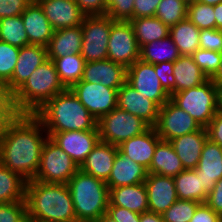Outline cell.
<instances>
[{"label": "cell", "mask_w": 222, "mask_h": 222, "mask_svg": "<svg viewBox=\"0 0 222 222\" xmlns=\"http://www.w3.org/2000/svg\"><path fill=\"white\" fill-rule=\"evenodd\" d=\"M26 180L0 164V203L25 200Z\"/></svg>", "instance_id": "34"}, {"label": "cell", "mask_w": 222, "mask_h": 222, "mask_svg": "<svg viewBox=\"0 0 222 222\" xmlns=\"http://www.w3.org/2000/svg\"><path fill=\"white\" fill-rule=\"evenodd\" d=\"M0 41L21 48L29 45L28 36L21 16L0 19Z\"/></svg>", "instance_id": "36"}, {"label": "cell", "mask_w": 222, "mask_h": 222, "mask_svg": "<svg viewBox=\"0 0 222 222\" xmlns=\"http://www.w3.org/2000/svg\"><path fill=\"white\" fill-rule=\"evenodd\" d=\"M200 124L170 99L159 108L157 122L154 125L157 135L164 141L198 131Z\"/></svg>", "instance_id": "11"}, {"label": "cell", "mask_w": 222, "mask_h": 222, "mask_svg": "<svg viewBox=\"0 0 222 222\" xmlns=\"http://www.w3.org/2000/svg\"><path fill=\"white\" fill-rule=\"evenodd\" d=\"M70 90L96 121L117 107L116 89L102 84L79 81Z\"/></svg>", "instance_id": "12"}, {"label": "cell", "mask_w": 222, "mask_h": 222, "mask_svg": "<svg viewBox=\"0 0 222 222\" xmlns=\"http://www.w3.org/2000/svg\"><path fill=\"white\" fill-rule=\"evenodd\" d=\"M161 0H134L133 18L155 16Z\"/></svg>", "instance_id": "48"}, {"label": "cell", "mask_w": 222, "mask_h": 222, "mask_svg": "<svg viewBox=\"0 0 222 222\" xmlns=\"http://www.w3.org/2000/svg\"><path fill=\"white\" fill-rule=\"evenodd\" d=\"M192 57L195 64L211 79L220 67L222 54L199 48Z\"/></svg>", "instance_id": "41"}, {"label": "cell", "mask_w": 222, "mask_h": 222, "mask_svg": "<svg viewBox=\"0 0 222 222\" xmlns=\"http://www.w3.org/2000/svg\"><path fill=\"white\" fill-rule=\"evenodd\" d=\"M147 176L148 169L146 167L118 151L106 184L109 188L135 185L145 182Z\"/></svg>", "instance_id": "24"}, {"label": "cell", "mask_w": 222, "mask_h": 222, "mask_svg": "<svg viewBox=\"0 0 222 222\" xmlns=\"http://www.w3.org/2000/svg\"><path fill=\"white\" fill-rule=\"evenodd\" d=\"M219 109L222 110V85L219 87Z\"/></svg>", "instance_id": "59"}, {"label": "cell", "mask_w": 222, "mask_h": 222, "mask_svg": "<svg viewBox=\"0 0 222 222\" xmlns=\"http://www.w3.org/2000/svg\"><path fill=\"white\" fill-rule=\"evenodd\" d=\"M175 93L200 86L209 80L207 75L195 64L192 56L180 55L174 62Z\"/></svg>", "instance_id": "29"}, {"label": "cell", "mask_w": 222, "mask_h": 222, "mask_svg": "<svg viewBox=\"0 0 222 222\" xmlns=\"http://www.w3.org/2000/svg\"><path fill=\"white\" fill-rule=\"evenodd\" d=\"M108 59L126 68L140 59V47L129 21H114L111 24Z\"/></svg>", "instance_id": "10"}, {"label": "cell", "mask_w": 222, "mask_h": 222, "mask_svg": "<svg viewBox=\"0 0 222 222\" xmlns=\"http://www.w3.org/2000/svg\"><path fill=\"white\" fill-rule=\"evenodd\" d=\"M29 44L47 47L53 35V28L40 4L33 2L21 14Z\"/></svg>", "instance_id": "22"}, {"label": "cell", "mask_w": 222, "mask_h": 222, "mask_svg": "<svg viewBox=\"0 0 222 222\" xmlns=\"http://www.w3.org/2000/svg\"><path fill=\"white\" fill-rule=\"evenodd\" d=\"M134 29L138 46L164 39L169 36L170 27L157 17L133 18L129 21Z\"/></svg>", "instance_id": "31"}, {"label": "cell", "mask_w": 222, "mask_h": 222, "mask_svg": "<svg viewBox=\"0 0 222 222\" xmlns=\"http://www.w3.org/2000/svg\"><path fill=\"white\" fill-rule=\"evenodd\" d=\"M134 0H106V15L114 21L133 19Z\"/></svg>", "instance_id": "43"}, {"label": "cell", "mask_w": 222, "mask_h": 222, "mask_svg": "<svg viewBox=\"0 0 222 222\" xmlns=\"http://www.w3.org/2000/svg\"><path fill=\"white\" fill-rule=\"evenodd\" d=\"M82 47L81 25L58 29L53 32L47 45L48 59L61 58L66 55L80 54Z\"/></svg>", "instance_id": "27"}, {"label": "cell", "mask_w": 222, "mask_h": 222, "mask_svg": "<svg viewBox=\"0 0 222 222\" xmlns=\"http://www.w3.org/2000/svg\"><path fill=\"white\" fill-rule=\"evenodd\" d=\"M173 178L179 200L205 202L207 194L204 192L202 181L194 169H185Z\"/></svg>", "instance_id": "33"}, {"label": "cell", "mask_w": 222, "mask_h": 222, "mask_svg": "<svg viewBox=\"0 0 222 222\" xmlns=\"http://www.w3.org/2000/svg\"><path fill=\"white\" fill-rule=\"evenodd\" d=\"M140 222H164V220L162 214L147 211L140 214Z\"/></svg>", "instance_id": "54"}, {"label": "cell", "mask_w": 222, "mask_h": 222, "mask_svg": "<svg viewBox=\"0 0 222 222\" xmlns=\"http://www.w3.org/2000/svg\"><path fill=\"white\" fill-rule=\"evenodd\" d=\"M47 134L79 167L100 140L98 130L47 132Z\"/></svg>", "instance_id": "14"}, {"label": "cell", "mask_w": 222, "mask_h": 222, "mask_svg": "<svg viewBox=\"0 0 222 222\" xmlns=\"http://www.w3.org/2000/svg\"><path fill=\"white\" fill-rule=\"evenodd\" d=\"M53 30L81 25L86 14L75 0H36Z\"/></svg>", "instance_id": "16"}, {"label": "cell", "mask_w": 222, "mask_h": 222, "mask_svg": "<svg viewBox=\"0 0 222 222\" xmlns=\"http://www.w3.org/2000/svg\"><path fill=\"white\" fill-rule=\"evenodd\" d=\"M76 219L95 222L109 205V187L106 182L80 169L67 182Z\"/></svg>", "instance_id": "5"}, {"label": "cell", "mask_w": 222, "mask_h": 222, "mask_svg": "<svg viewBox=\"0 0 222 222\" xmlns=\"http://www.w3.org/2000/svg\"><path fill=\"white\" fill-rule=\"evenodd\" d=\"M160 140L154 127H150L143 134L124 141L118 148L124 156L149 169L156 145Z\"/></svg>", "instance_id": "23"}, {"label": "cell", "mask_w": 222, "mask_h": 222, "mask_svg": "<svg viewBox=\"0 0 222 222\" xmlns=\"http://www.w3.org/2000/svg\"><path fill=\"white\" fill-rule=\"evenodd\" d=\"M65 90L54 63L47 59L13 94L14 105L19 114H34L47 101Z\"/></svg>", "instance_id": "4"}, {"label": "cell", "mask_w": 222, "mask_h": 222, "mask_svg": "<svg viewBox=\"0 0 222 222\" xmlns=\"http://www.w3.org/2000/svg\"><path fill=\"white\" fill-rule=\"evenodd\" d=\"M199 44L200 49L222 53L221 29H201Z\"/></svg>", "instance_id": "46"}, {"label": "cell", "mask_w": 222, "mask_h": 222, "mask_svg": "<svg viewBox=\"0 0 222 222\" xmlns=\"http://www.w3.org/2000/svg\"><path fill=\"white\" fill-rule=\"evenodd\" d=\"M126 82L145 98L154 101L159 107H162L170 99V95L160 84L153 64L137 60L127 68Z\"/></svg>", "instance_id": "13"}, {"label": "cell", "mask_w": 222, "mask_h": 222, "mask_svg": "<svg viewBox=\"0 0 222 222\" xmlns=\"http://www.w3.org/2000/svg\"><path fill=\"white\" fill-rule=\"evenodd\" d=\"M34 115L46 132L98 130L95 118L70 89L51 98Z\"/></svg>", "instance_id": "3"}, {"label": "cell", "mask_w": 222, "mask_h": 222, "mask_svg": "<svg viewBox=\"0 0 222 222\" xmlns=\"http://www.w3.org/2000/svg\"><path fill=\"white\" fill-rule=\"evenodd\" d=\"M170 100L206 128L219 110V87L209 79L200 86L170 95Z\"/></svg>", "instance_id": "6"}, {"label": "cell", "mask_w": 222, "mask_h": 222, "mask_svg": "<svg viewBox=\"0 0 222 222\" xmlns=\"http://www.w3.org/2000/svg\"><path fill=\"white\" fill-rule=\"evenodd\" d=\"M33 0H0V19L21 16Z\"/></svg>", "instance_id": "47"}, {"label": "cell", "mask_w": 222, "mask_h": 222, "mask_svg": "<svg viewBox=\"0 0 222 222\" xmlns=\"http://www.w3.org/2000/svg\"><path fill=\"white\" fill-rule=\"evenodd\" d=\"M204 203L222 218V178L216 182Z\"/></svg>", "instance_id": "49"}, {"label": "cell", "mask_w": 222, "mask_h": 222, "mask_svg": "<svg viewBox=\"0 0 222 222\" xmlns=\"http://www.w3.org/2000/svg\"><path fill=\"white\" fill-rule=\"evenodd\" d=\"M27 204L26 200L0 203V222H27Z\"/></svg>", "instance_id": "42"}, {"label": "cell", "mask_w": 222, "mask_h": 222, "mask_svg": "<svg viewBox=\"0 0 222 222\" xmlns=\"http://www.w3.org/2000/svg\"><path fill=\"white\" fill-rule=\"evenodd\" d=\"M194 170L202 181L204 192L208 195L216 182L222 178V147L208 138Z\"/></svg>", "instance_id": "20"}, {"label": "cell", "mask_w": 222, "mask_h": 222, "mask_svg": "<svg viewBox=\"0 0 222 222\" xmlns=\"http://www.w3.org/2000/svg\"><path fill=\"white\" fill-rule=\"evenodd\" d=\"M50 60L54 63L59 79L66 89H70L82 80L85 61L81 54L66 55Z\"/></svg>", "instance_id": "35"}, {"label": "cell", "mask_w": 222, "mask_h": 222, "mask_svg": "<svg viewBox=\"0 0 222 222\" xmlns=\"http://www.w3.org/2000/svg\"><path fill=\"white\" fill-rule=\"evenodd\" d=\"M118 151L119 148L117 146L99 140L79 169L84 173L107 182Z\"/></svg>", "instance_id": "21"}, {"label": "cell", "mask_w": 222, "mask_h": 222, "mask_svg": "<svg viewBox=\"0 0 222 222\" xmlns=\"http://www.w3.org/2000/svg\"><path fill=\"white\" fill-rule=\"evenodd\" d=\"M126 79L127 68L125 66L110 59H105L85 63L81 81L102 84L118 91L126 82Z\"/></svg>", "instance_id": "18"}, {"label": "cell", "mask_w": 222, "mask_h": 222, "mask_svg": "<svg viewBox=\"0 0 222 222\" xmlns=\"http://www.w3.org/2000/svg\"><path fill=\"white\" fill-rule=\"evenodd\" d=\"M20 48L0 41V79L8 83L18 61Z\"/></svg>", "instance_id": "40"}, {"label": "cell", "mask_w": 222, "mask_h": 222, "mask_svg": "<svg viewBox=\"0 0 222 222\" xmlns=\"http://www.w3.org/2000/svg\"><path fill=\"white\" fill-rule=\"evenodd\" d=\"M180 57L177 46L170 36L147 43L140 48V60L149 64L175 62Z\"/></svg>", "instance_id": "32"}, {"label": "cell", "mask_w": 222, "mask_h": 222, "mask_svg": "<svg viewBox=\"0 0 222 222\" xmlns=\"http://www.w3.org/2000/svg\"><path fill=\"white\" fill-rule=\"evenodd\" d=\"M114 20L108 15H86L81 24V56L85 63L108 59V42L111 24Z\"/></svg>", "instance_id": "8"}, {"label": "cell", "mask_w": 222, "mask_h": 222, "mask_svg": "<svg viewBox=\"0 0 222 222\" xmlns=\"http://www.w3.org/2000/svg\"><path fill=\"white\" fill-rule=\"evenodd\" d=\"M184 170L172 144L169 141L160 140L156 145L148 173L174 177Z\"/></svg>", "instance_id": "28"}, {"label": "cell", "mask_w": 222, "mask_h": 222, "mask_svg": "<svg viewBox=\"0 0 222 222\" xmlns=\"http://www.w3.org/2000/svg\"><path fill=\"white\" fill-rule=\"evenodd\" d=\"M95 222H117L107 212L103 213Z\"/></svg>", "instance_id": "57"}, {"label": "cell", "mask_w": 222, "mask_h": 222, "mask_svg": "<svg viewBox=\"0 0 222 222\" xmlns=\"http://www.w3.org/2000/svg\"><path fill=\"white\" fill-rule=\"evenodd\" d=\"M47 59V47L33 44L21 47L12 78L7 83L9 90L14 94Z\"/></svg>", "instance_id": "19"}, {"label": "cell", "mask_w": 222, "mask_h": 222, "mask_svg": "<svg viewBox=\"0 0 222 222\" xmlns=\"http://www.w3.org/2000/svg\"><path fill=\"white\" fill-rule=\"evenodd\" d=\"M117 107L125 110L154 127L159 114V106L151 99L145 98L125 82L117 92Z\"/></svg>", "instance_id": "15"}, {"label": "cell", "mask_w": 222, "mask_h": 222, "mask_svg": "<svg viewBox=\"0 0 222 222\" xmlns=\"http://www.w3.org/2000/svg\"><path fill=\"white\" fill-rule=\"evenodd\" d=\"M48 137L34 114H18L0 127V164L26 181L33 180Z\"/></svg>", "instance_id": "1"}, {"label": "cell", "mask_w": 222, "mask_h": 222, "mask_svg": "<svg viewBox=\"0 0 222 222\" xmlns=\"http://www.w3.org/2000/svg\"><path fill=\"white\" fill-rule=\"evenodd\" d=\"M144 184L150 212L163 214L178 200L173 177L148 173Z\"/></svg>", "instance_id": "17"}, {"label": "cell", "mask_w": 222, "mask_h": 222, "mask_svg": "<svg viewBox=\"0 0 222 222\" xmlns=\"http://www.w3.org/2000/svg\"><path fill=\"white\" fill-rule=\"evenodd\" d=\"M79 166L49 137L45 141L38 171L33 178L40 182L67 184Z\"/></svg>", "instance_id": "9"}, {"label": "cell", "mask_w": 222, "mask_h": 222, "mask_svg": "<svg viewBox=\"0 0 222 222\" xmlns=\"http://www.w3.org/2000/svg\"><path fill=\"white\" fill-rule=\"evenodd\" d=\"M189 0H161L155 13L167 26L176 25L187 18Z\"/></svg>", "instance_id": "37"}, {"label": "cell", "mask_w": 222, "mask_h": 222, "mask_svg": "<svg viewBox=\"0 0 222 222\" xmlns=\"http://www.w3.org/2000/svg\"><path fill=\"white\" fill-rule=\"evenodd\" d=\"M200 202L176 200L163 214L164 222H190Z\"/></svg>", "instance_id": "39"}, {"label": "cell", "mask_w": 222, "mask_h": 222, "mask_svg": "<svg viewBox=\"0 0 222 222\" xmlns=\"http://www.w3.org/2000/svg\"><path fill=\"white\" fill-rule=\"evenodd\" d=\"M68 222H89V221L81 220V219H75V220L68 221Z\"/></svg>", "instance_id": "60"}, {"label": "cell", "mask_w": 222, "mask_h": 222, "mask_svg": "<svg viewBox=\"0 0 222 222\" xmlns=\"http://www.w3.org/2000/svg\"><path fill=\"white\" fill-rule=\"evenodd\" d=\"M86 15H106V0H75Z\"/></svg>", "instance_id": "51"}, {"label": "cell", "mask_w": 222, "mask_h": 222, "mask_svg": "<svg viewBox=\"0 0 222 222\" xmlns=\"http://www.w3.org/2000/svg\"><path fill=\"white\" fill-rule=\"evenodd\" d=\"M109 205L127 208L138 214L147 212L148 199L144 182L109 188Z\"/></svg>", "instance_id": "26"}, {"label": "cell", "mask_w": 222, "mask_h": 222, "mask_svg": "<svg viewBox=\"0 0 222 222\" xmlns=\"http://www.w3.org/2000/svg\"><path fill=\"white\" fill-rule=\"evenodd\" d=\"M107 213L117 222H140V214L127 208L108 205Z\"/></svg>", "instance_id": "50"}, {"label": "cell", "mask_w": 222, "mask_h": 222, "mask_svg": "<svg viewBox=\"0 0 222 222\" xmlns=\"http://www.w3.org/2000/svg\"><path fill=\"white\" fill-rule=\"evenodd\" d=\"M203 4H208L210 6H215L217 5L218 3H221L222 0H197Z\"/></svg>", "instance_id": "58"}, {"label": "cell", "mask_w": 222, "mask_h": 222, "mask_svg": "<svg viewBox=\"0 0 222 222\" xmlns=\"http://www.w3.org/2000/svg\"><path fill=\"white\" fill-rule=\"evenodd\" d=\"M211 80L217 87H220L222 85V58H221L220 67L216 72V74L211 78Z\"/></svg>", "instance_id": "56"}, {"label": "cell", "mask_w": 222, "mask_h": 222, "mask_svg": "<svg viewBox=\"0 0 222 222\" xmlns=\"http://www.w3.org/2000/svg\"><path fill=\"white\" fill-rule=\"evenodd\" d=\"M207 139V129L201 127L198 131L176 137L169 142L180 158L184 169H195Z\"/></svg>", "instance_id": "25"}, {"label": "cell", "mask_w": 222, "mask_h": 222, "mask_svg": "<svg viewBox=\"0 0 222 222\" xmlns=\"http://www.w3.org/2000/svg\"><path fill=\"white\" fill-rule=\"evenodd\" d=\"M208 138L222 147V110L219 109L206 127Z\"/></svg>", "instance_id": "52"}, {"label": "cell", "mask_w": 222, "mask_h": 222, "mask_svg": "<svg viewBox=\"0 0 222 222\" xmlns=\"http://www.w3.org/2000/svg\"><path fill=\"white\" fill-rule=\"evenodd\" d=\"M187 18L200 30L216 29L214 6L189 0Z\"/></svg>", "instance_id": "38"}, {"label": "cell", "mask_w": 222, "mask_h": 222, "mask_svg": "<svg viewBox=\"0 0 222 222\" xmlns=\"http://www.w3.org/2000/svg\"><path fill=\"white\" fill-rule=\"evenodd\" d=\"M190 222H222V218L205 203H201Z\"/></svg>", "instance_id": "53"}, {"label": "cell", "mask_w": 222, "mask_h": 222, "mask_svg": "<svg viewBox=\"0 0 222 222\" xmlns=\"http://www.w3.org/2000/svg\"><path fill=\"white\" fill-rule=\"evenodd\" d=\"M216 29H222V2L214 6Z\"/></svg>", "instance_id": "55"}, {"label": "cell", "mask_w": 222, "mask_h": 222, "mask_svg": "<svg viewBox=\"0 0 222 222\" xmlns=\"http://www.w3.org/2000/svg\"><path fill=\"white\" fill-rule=\"evenodd\" d=\"M169 36L180 55L192 56L200 48V29L188 18L170 26Z\"/></svg>", "instance_id": "30"}, {"label": "cell", "mask_w": 222, "mask_h": 222, "mask_svg": "<svg viewBox=\"0 0 222 222\" xmlns=\"http://www.w3.org/2000/svg\"><path fill=\"white\" fill-rule=\"evenodd\" d=\"M174 62H161L154 64V71L164 90L172 95L175 93V76L173 75Z\"/></svg>", "instance_id": "45"}, {"label": "cell", "mask_w": 222, "mask_h": 222, "mask_svg": "<svg viewBox=\"0 0 222 222\" xmlns=\"http://www.w3.org/2000/svg\"><path fill=\"white\" fill-rule=\"evenodd\" d=\"M28 221L68 222L76 219L67 184L26 181Z\"/></svg>", "instance_id": "2"}, {"label": "cell", "mask_w": 222, "mask_h": 222, "mask_svg": "<svg viewBox=\"0 0 222 222\" xmlns=\"http://www.w3.org/2000/svg\"><path fill=\"white\" fill-rule=\"evenodd\" d=\"M100 140L119 146L128 139L141 135L150 126L141 118L118 107L97 121Z\"/></svg>", "instance_id": "7"}, {"label": "cell", "mask_w": 222, "mask_h": 222, "mask_svg": "<svg viewBox=\"0 0 222 222\" xmlns=\"http://www.w3.org/2000/svg\"><path fill=\"white\" fill-rule=\"evenodd\" d=\"M13 93L9 90L6 82H0V127L6 122L17 116Z\"/></svg>", "instance_id": "44"}]
</instances>
